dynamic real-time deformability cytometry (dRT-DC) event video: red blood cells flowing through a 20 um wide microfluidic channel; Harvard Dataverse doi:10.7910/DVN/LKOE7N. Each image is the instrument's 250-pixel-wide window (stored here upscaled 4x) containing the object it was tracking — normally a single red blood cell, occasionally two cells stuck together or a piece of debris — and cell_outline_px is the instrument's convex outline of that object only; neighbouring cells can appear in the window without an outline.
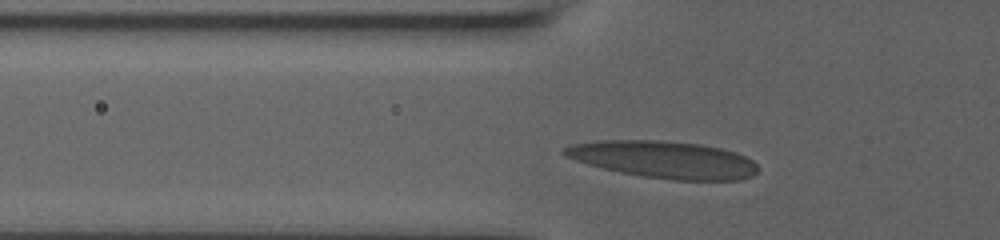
{"species": "human", "species_latin": "Homo sapiens", "temperature_condition": "room temperature", "stored_images_in_passage": 10, "camera_frame_rate_fps": 3000, "um_per_image_px": 0.085, "donor": {"sex": "male"}, "frame": {"image": 1, "passage_image": 5, "time_ms": 2.0, "image_size_px": [1000, 240], "cell_outline_px": [[756, 172], [752, 176], [740, 180], [672, 180], [640, 176], [620, 172], [588, 164], [564, 156], [560, 152], [560, 148], [572, 144], [596, 140], [660, 140], [700, 144], [720, 148], [736, 152], [752, 160], [756, 164]], "centroid_in_image_um": [56.38, 13.56], "position_along_channel_um": 69.4, "area_um2": 42.02}}
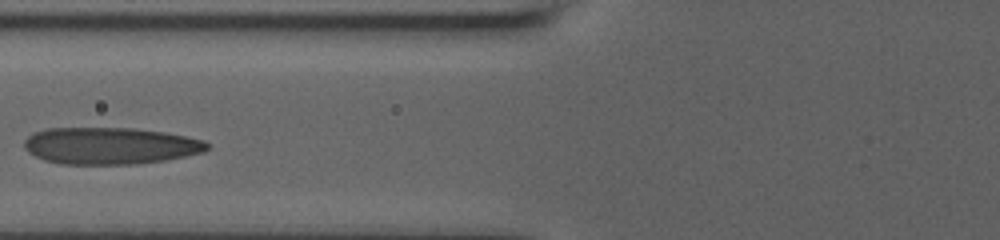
{"frame": {"image": 2, "passage_image": 7, "time_ms": 3.333, "image_size_px": [1000, 240], "cell_outline_px": [[208, 148], [204, 152], [164, 160], [136, 164], [60, 164], [44, 160], [28, 152], [24, 148], [24, 140], [32, 132], [44, 128], [132, 128], [164, 132], [204, 140], [208, 144]], "centroid_in_image_um": [9.31, 12.39], "position_along_channel_um": 116.5, "area_um2": 39.36}}
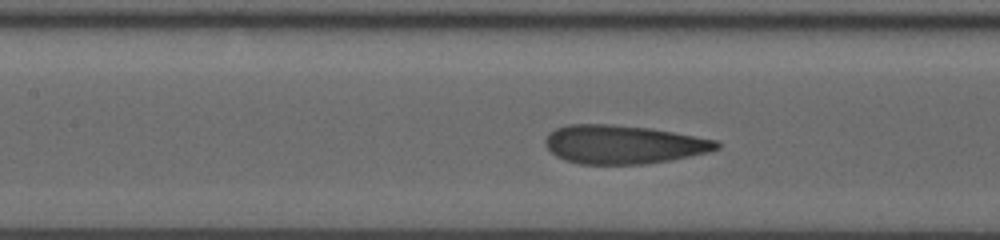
{"frame": {"image": 3, "passage_image": 9, "time_ms": 4.333, "image_size_px": [1000, 240], "cell_outline_px": [[720, 148], [708, 152], [648, 164], [580, 164], [564, 160], [556, 156], [544, 144], [544, 140], [548, 132], [556, 128], [568, 124], [612, 124], [648, 128], [672, 132], [716, 140], [720, 144]], "centroid_in_image_um": [52.93, 12.28], "position_along_channel_um": 154.5, "area_um2": 38.49}}